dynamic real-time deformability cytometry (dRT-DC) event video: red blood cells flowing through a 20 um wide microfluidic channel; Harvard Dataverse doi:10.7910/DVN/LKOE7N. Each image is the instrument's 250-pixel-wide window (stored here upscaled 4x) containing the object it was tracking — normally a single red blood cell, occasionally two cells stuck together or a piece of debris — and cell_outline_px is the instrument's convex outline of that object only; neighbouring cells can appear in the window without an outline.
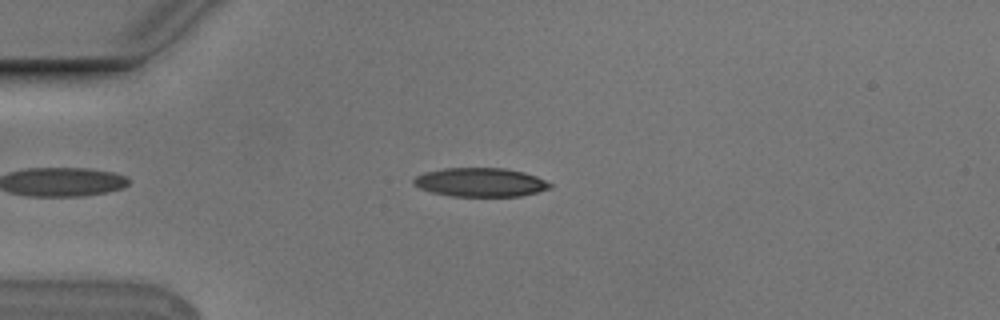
{"species": "Egyptian fruit bat (a non-hibernating species)", "species_latin": "Rousettus aegyptiacus", "temperature_condition": "cold", "stored_images_in_passage": 49, "camera_frame_rate_fps": 3000, "um_per_image_px": 0.085, "animal": {"sex": "male"}, "frame": {"image": 1, "passage_image": 9, "time_ms": 2.667, "image_size_px": [1000, 320], "cell_outline_px": [[552, 188], [520, 196], [448, 196], [432, 192], [420, 188], [412, 184], [412, 180], [416, 176], [424, 172], [444, 168], [504, 168], [524, 172], [536, 176], [552, 184]], "centroid_in_image_um": [40.81, 15.49], "position_along_channel_um": 44.2, "area_um2": 22.95}}
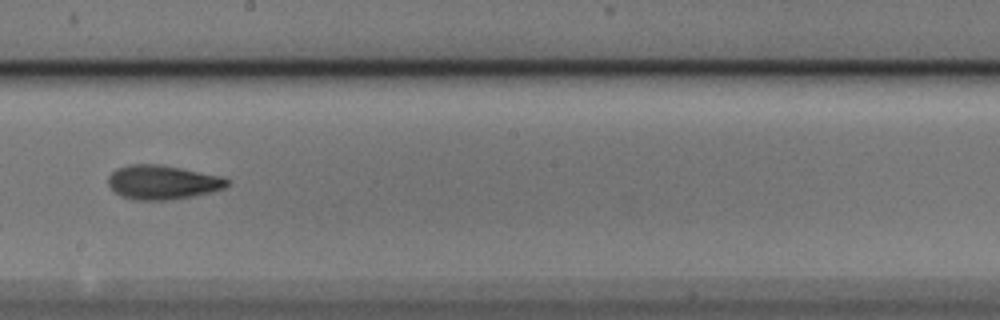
{"frame": {"image": 2, "passage_image": 26, "time_ms": 8.333, "image_size_px": [1000, 320], "cell_outline_px": [[232, 180], [224, 188], [212, 192], [192, 196], [168, 200], [132, 200], [120, 196], [108, 184], [108, 176], [116, 168], [128, 164], [160, 164], [224, 176]], "centroid_in_image_um": [13.83, 15.49], "position_along_channel_um": 234.4, "area_um2": 23.99}}
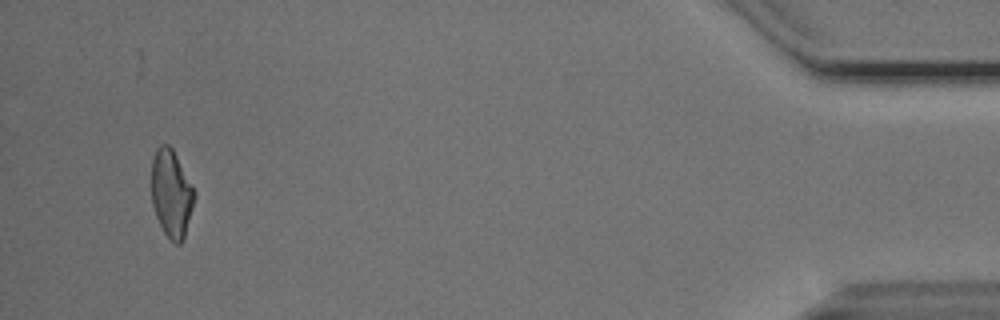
{"frame": {"image": 3, "passage_image": 47, "time_ms": 15.333, "image_size_px": [1000, 320], "cell_outline_px": [[196, 192], [192, 208], [184, 236], [180, 244], [176, 244], [164, 232], [156, 216], [152, 204], [152, 160], [156, 148], [160, 144], [168, 144], [172, 148]], "centroid_in_image_um": [14.56, 16.42], "position_along_channel_um": 420.6, "area_um2": 21.56}, "authors_computed_cell_mechanics": {"area_um2": 22.7154, "velocity_mm_per_s": 3.7642, "shape_relaxation_time_tau1_ms": 4.6505, "shape_relaxation_time_tau2_ms": 2.5586, "deformation_change_tau1": 0.1692, "deformation_change_tau2": 0.092}}